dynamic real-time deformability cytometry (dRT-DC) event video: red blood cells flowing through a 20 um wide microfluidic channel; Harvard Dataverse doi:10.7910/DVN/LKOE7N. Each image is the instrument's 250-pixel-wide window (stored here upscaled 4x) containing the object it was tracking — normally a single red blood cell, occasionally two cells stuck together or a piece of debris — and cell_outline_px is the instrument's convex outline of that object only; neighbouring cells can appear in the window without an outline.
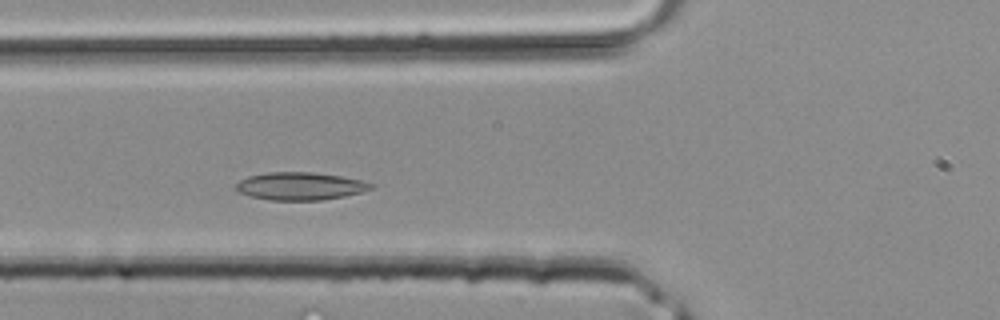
{"species": "common noctule bat (a hibernating species)", "species_latin": "Nyctalus noctula", "temperature_condition": "room temperature", "stored_images_in_passage": 29, "camera_frame_rate_fps": 3000, "um_per_image_px": 0.085, "animal": {"sex": "male", "body_mass_g": 20.4}, "frame": {"image": 1, "passage_image": 4, "time_ms": 1.0, "image_size_px": [1000, 320], "cell_outline_px": [[376, 188], [344, 196], [320, 200], [268, 200], [252, 196], [240, 192], [236, 188], [236, 184], [240, 180], [248, 176], [268, 172], [312, 172], [340, 176], [360, 180], [376, 184]], "centroid_in_image_um": [25.55, 15.82], "position_along_channel_um": 100.3, "area_um2": 21.73}}
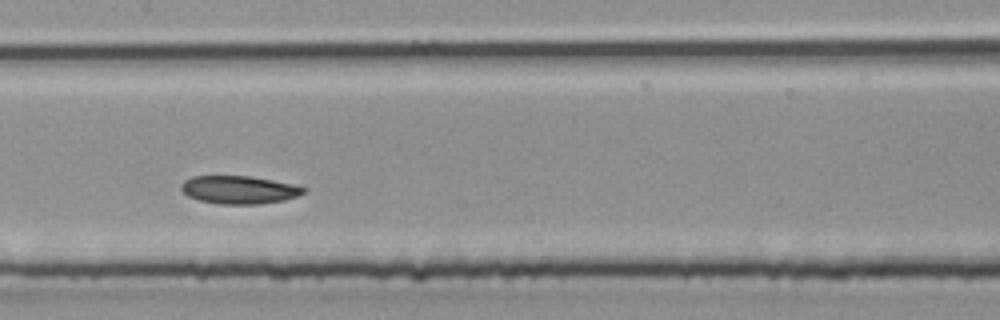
{"frame": {"image": 2, "passage_image": 9, "time_ms": 2.667, "image_size_px": [1000, 320], "cell_outline_px": [[308, 188], [304, 192], [296, 196], [284, 200], [260, 204], [220, 204], [200, 200], [188, 196], [180, 188], [180, 184], [184, 180], [192, 176], [252, 176], [292, 184]], "centroid_in_image_um": [20.31, 16.12], "position_along_channel_um": 187.1, "area_um2": 19.94}}
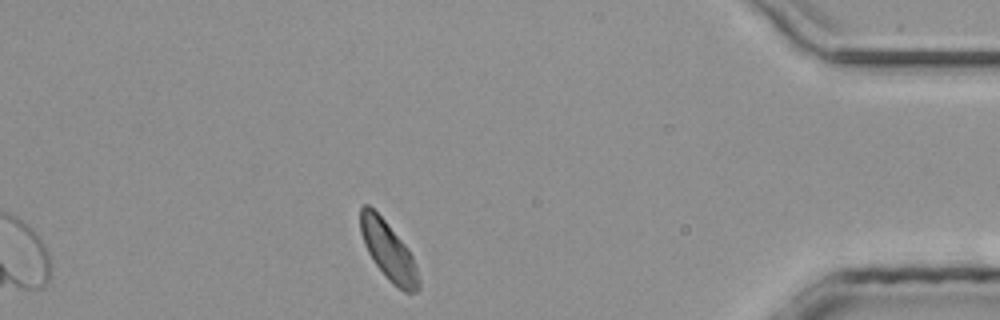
{"frame": {"image": 3, "passage_image": 24, "time_ms": 7.667, "image_size_px": [1000, 320], "cell_outline_px": [[420, 288], [416, 292], [404, 292], [392, 284], [388, 280], [372, 260], [364, 244], [360, 232], [360, 208], [364, 204], [368, 204], [384, 220], [408, 248], [412, 256], [416, 268], [420, 284]], "centroid_in_image_um": [33.0, 21.34], "position_along_channel_um": 402.2, "area_um2": 19.71}}